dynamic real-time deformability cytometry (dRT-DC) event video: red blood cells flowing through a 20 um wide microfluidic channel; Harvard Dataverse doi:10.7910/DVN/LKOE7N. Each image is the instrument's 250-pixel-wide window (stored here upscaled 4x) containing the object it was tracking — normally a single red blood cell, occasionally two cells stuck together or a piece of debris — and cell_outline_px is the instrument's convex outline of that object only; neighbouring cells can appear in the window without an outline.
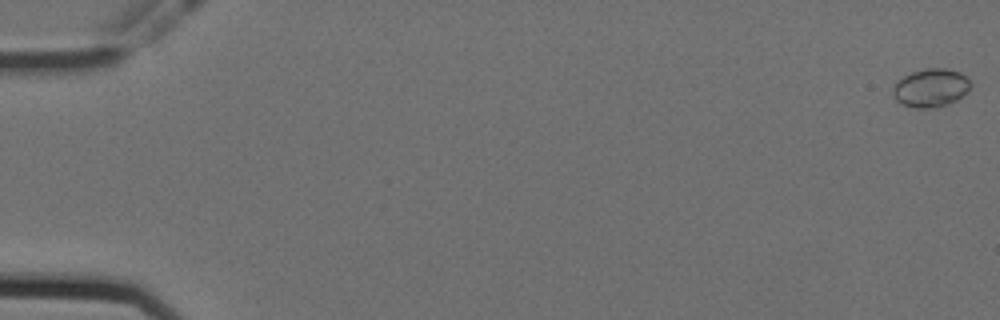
{"species": "Egyptian fruit bat (a non-hibernating species)", "species_latin": "Rousettus aegyptiacus", "temperature_condition": "cold", "stored_images_in_passage": 9, "camera_frame_rate_fps": 3000, "um_per_image_px": 0.085, "animal": {"sex": "female"}, "frame": {"image": 1, "passage_image": 1, "time_ms": 0.0, "image_size_px": [1000, 320], "cell_outline_px": [[972, 84], [968, 92], [956, 100], [948, 104], [936, 108], [916, 108], [904, 104], [896, 100], [892, 96], [892, 88], [904, 76], [912, 72], [928, 68], [944, 68], [960, 72]], "centroid_in_image_um": [79.13, 7.48], "position_along_channel_um": 5.9, "area_um2": 17.28}}